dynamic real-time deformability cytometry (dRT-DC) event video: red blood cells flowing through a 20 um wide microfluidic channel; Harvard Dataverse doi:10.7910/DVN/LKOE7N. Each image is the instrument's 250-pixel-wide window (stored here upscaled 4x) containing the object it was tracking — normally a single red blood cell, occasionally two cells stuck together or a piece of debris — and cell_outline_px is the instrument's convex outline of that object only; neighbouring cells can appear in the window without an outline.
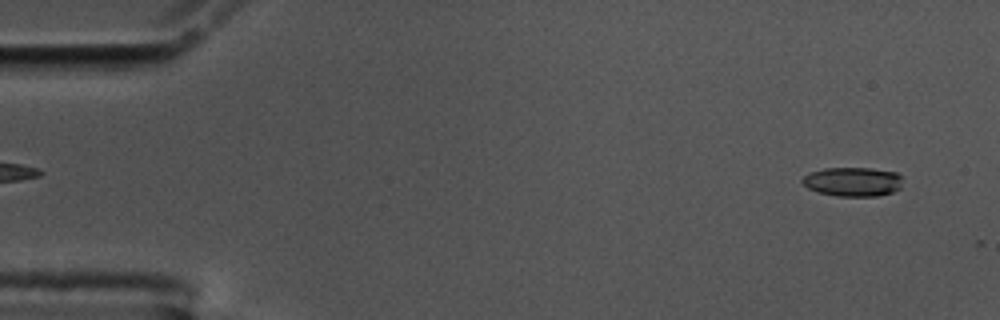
{"species": "common noctule bat (a hibernating species)", "species_latin": "Nyctalus noctula", "temperature_condition": "cold", "stored_images_in_passage": 8, "camera_frame_rate_fps": 3000, "um_per_image_px": 0.085, "animal": {"sex": "male", "body_mass_g": 17.5, "forearm_length_mm": 52.3}, "frame": {"image": 1, "passage_image": 3, "time_ms": 0.667, "image_size_px": [1000, 320], "cell_outline_px": [[900, 188], [892, 192], [880, 196], [836, 196], [820, 192], [808, 188], [800, 180], [804, 176], [812, 172], [824, 168], [872, 168], [896, 172], [900, 176]], "centroid_in_image_um": [72.49, 15.44], "position_along_channel_um": 12.5, "area_um2": 16.94}}